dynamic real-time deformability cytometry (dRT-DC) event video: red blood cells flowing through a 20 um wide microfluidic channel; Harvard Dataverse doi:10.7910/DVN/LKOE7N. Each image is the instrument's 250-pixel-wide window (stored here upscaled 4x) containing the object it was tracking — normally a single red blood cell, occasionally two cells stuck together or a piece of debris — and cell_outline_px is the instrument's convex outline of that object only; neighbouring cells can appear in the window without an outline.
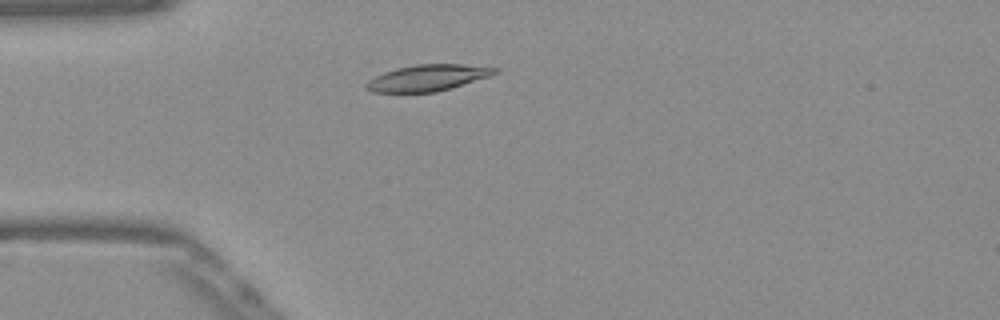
{"species": "Egyptian fruit bat (a non-hibernating species)", "species_latin": "Rousettus aegyptiacus", "temperature_condition": "warm", "stored_images_in_passage": 47, "camera_frame_rate_fps": 3000, "um_per_image_px": 0.085, "frame": {"image": 1, "passage_image": 9, "time_ms": 2.667, "image_size_px": [1000, 320], "cell_outline_px": [[500, 72], [492, 76], [452, 88], [436, 92], [372, 92], [364, 88], [364, 84], [368, 80], [384, 72], [396, 68], [416, 64], [460, 64], [500, 68]], "centroid_in_image_um": [36.39, 6.61], "position_along_channel_um": 48.6, "area_um2": 19.94}}
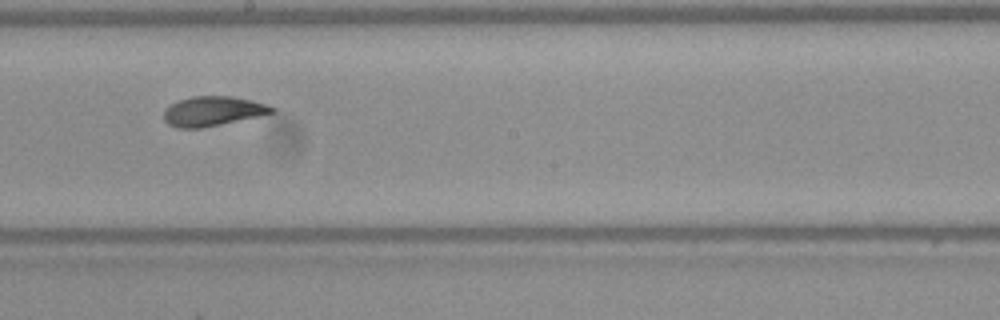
{"frame": {"image": 2, "passage_image": 24, "time_ms": 7.667, "image_size_px": [1000, 320], "cell_outline_px": [[276, 112], [220, 124], [200, 128], [176, 128], [168, 124], [164, 120], [164, 112], [172, 104], [180, 100], [192, 96], [232, 96], [252, 100], [268, 104], [276, 108]], "centroid_in_image_um": [18.12, 9.44], "position_along_channel_um": 230.1, "area_um2": 18.5}}
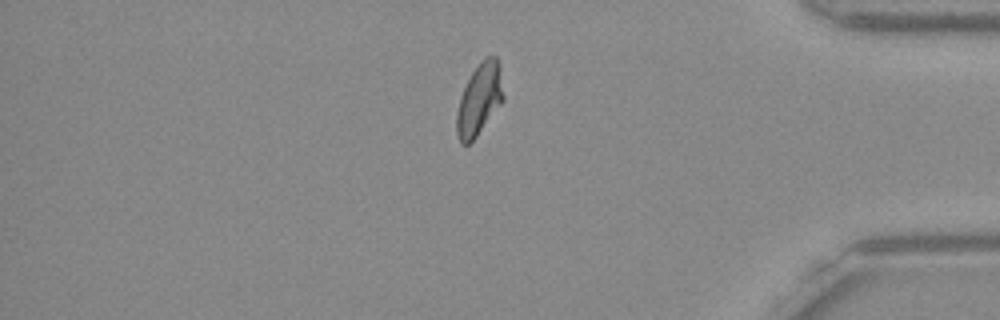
{"frame": {"image": 3, "passage_image": 39, "time_ms": 12.667, "image_size_px": [1000, 320], "cell_outline_px": [[504, 100], [476, 136], [468, 144], [460, 144], [456, 132], [456, 116], [460, 96], [472, 72], [480, 60], [484, 56], [496, 56], [500, 64], [504, 96]], "centroid_in_image_um": [40.75, 8.41], "position_along_channel_um": 394.4, "area_um2": 19.54}, "authors_computed_cell_mechanics": {"area_um2": 19.2474, "velocity_mm_per_s": 3.8735, "shape_relaxation_time_tau1_ms": 8.221, "shape_relaxation_time_tau2_ms": 1.5611, "deformation_change_tau1": 0.2119, "deformation_change_tau2": 0.0619}}